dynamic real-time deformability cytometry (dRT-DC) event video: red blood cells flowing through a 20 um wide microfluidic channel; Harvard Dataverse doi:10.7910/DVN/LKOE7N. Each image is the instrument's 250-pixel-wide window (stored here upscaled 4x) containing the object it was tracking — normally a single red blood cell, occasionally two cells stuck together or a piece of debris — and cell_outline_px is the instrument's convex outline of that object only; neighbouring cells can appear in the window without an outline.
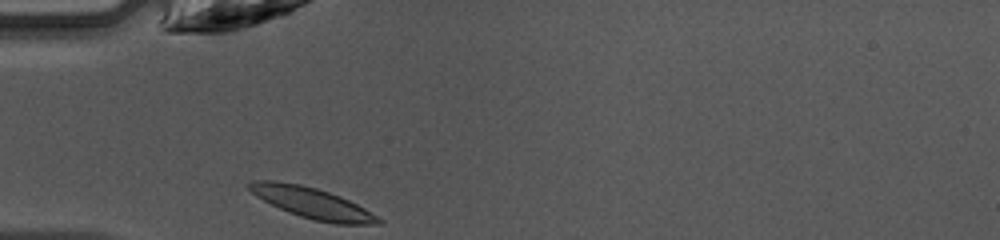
{"species": "common noctule bat (a hibernating species)", "species_latin": "Nyctalus noctula", "temperature_condition": "warm", "stored_images_in_passage": 26, "camera_frame_rate_fps": 3000, "um_per_image_px": 0.085, "animal": {"sex": "female", "body_mass_g": 10.0, "forearm_length_mm": 53.1}, "frame": {"image": 1, "passage_image": 1, "time_ms": 0.0, "image_size_px": [1000, 240], "cell_outline_px": [[384, 220], [380, 224], [336, 224], [316, 220], [300, 216], [288, 212], [256, 196], [248, 188], [248, 184], [252, 180], [272, 180], [300, 184], [316, 188], [340, 196], [364, 208]], "centroid_in_image_um": [26.54, 17.25], "position_along_channel_um": 58.5, "area_um2": 22.89}}
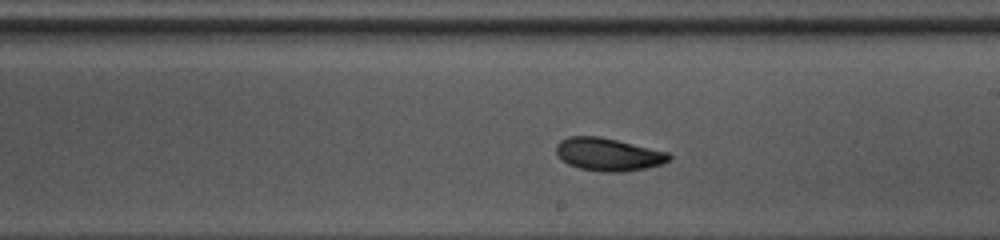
{"frame": {"image": 2, "passage_image": 14, "time_ms": 4.333, "image_size_px": [1000, 240], "cell_outline_px": [[672, 156], [664, 164], [648, 168], [624, 172], [600, 172], [580, 168], [568, 164], [560, 160], [556, 152], [556, 144], [560, 140], [568, 136], [600, 136], [668, 152]], "centroid_in_image_um": [51.69, 13.13], "position_along_channel_um": 237.3, "area_um2": 21.85}}
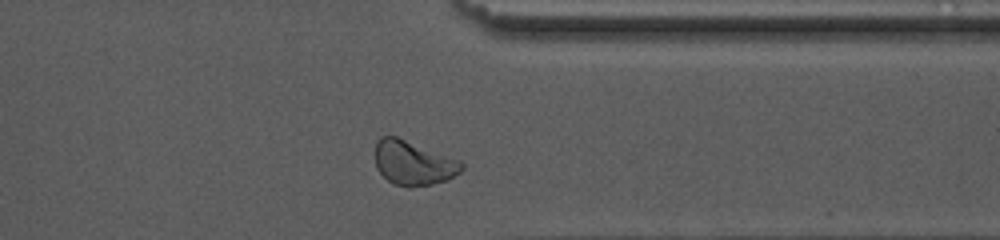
{"frame": {"image": 3, "passage_image": 24, "time_ms": 7.667, "image_size_px": [1000, 240], "cell_outline_px": [[464, 168], [460, 172], [448, 180], [432, 184], [408, 188], [392, 184], [376, 168], [376, 140], [380, 136], [396, 136], [460, 160], [464, 164]], "centroid_in_image_um": [35.14, 13.86], "position_along_channel_um": 376.3, "area_um2": 22.48}, "authors_computed_cell_mechanics": {"area_um2": 21.6461, "velocity_mm_per_s": 4.2335, "shape_relaxation_time_tau1_ms": 2.2886, "shape_relaxation_time_tau2_ms": 1.9375, "deformation_change_tau1": 0.1131, "deformation_change_tau2": 0.0745}}